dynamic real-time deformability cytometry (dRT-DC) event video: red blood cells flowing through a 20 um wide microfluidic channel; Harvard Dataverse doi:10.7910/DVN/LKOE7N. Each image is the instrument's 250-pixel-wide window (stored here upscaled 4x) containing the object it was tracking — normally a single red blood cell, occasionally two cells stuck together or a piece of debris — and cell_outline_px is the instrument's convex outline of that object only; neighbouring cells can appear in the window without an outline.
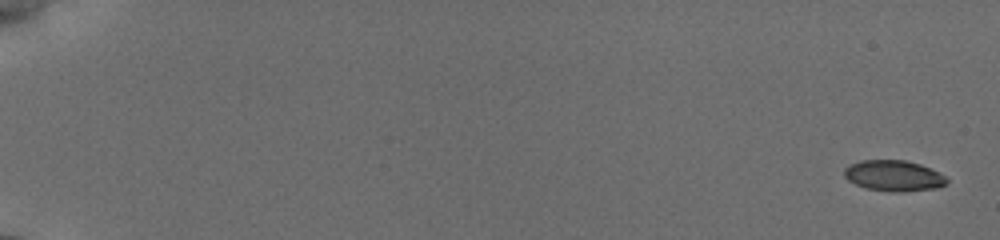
{"species": "common noctule bat (a hibernating species)", "species_latin": "Nyctalus noctula", "temperature_condition": "cold", "stored_images_in_passage": 32, "camera_frame_rate_fps": 3000, "um_per_image_px": 0.085, "animal": {"sex": "female", "body_mass_g": 19.5, "forearm_length_mm": 54.1}, "frame": {"image": 1, "passage_image": 1, "time_ms": 0.0, "image_size_px": [1000, 240], "cell_outline_px": [[948, 184], [936, 188], [900, 192], [896, 192], [864, 188], [848, 180], [844, 176], [844, 168], [848, 164], [860, 160], [904, 160], [920, 164], [944, 176], [948, 180]], "centroid_in_image_um": [75.92, 14.93], "position_along_channel_um": 9.1, "area_um2": 18.38}}
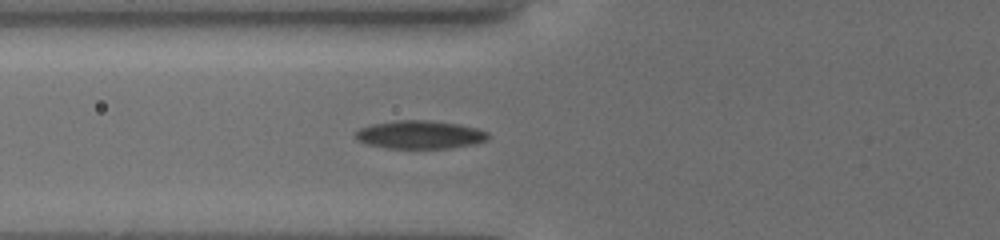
{"frame": {"image": 2, "passage_image": 19, "time_ms": 7.333, "image_size_px": [1000, 240], "cell_outline_px": [[488, 140], [472, 144], [448, 148], [388, 148], [368, 144], [356, 140], [356, 132], [360, 128], [372, 124], [396, 120], [428, 120], [460, 124], [476, 128], [488, 132]], "centroid_in_image_um": [35.69, 11.44], "position_along_channel_um": 90.1, "area_um2": 21.68}}
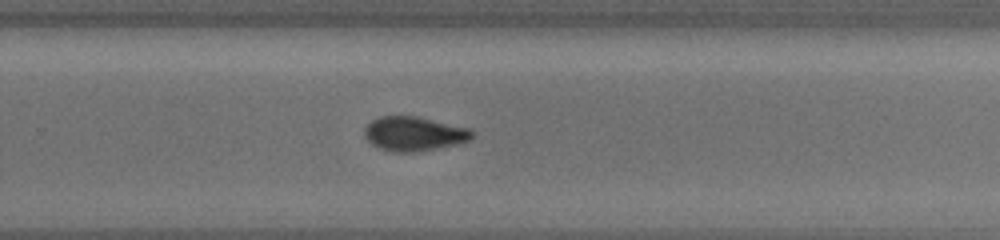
{"frame": {"image": 3, "passage_image": 32, "time_ms": 12.667, "image_size_px": [1000, 240], "cell_outline_px": [[476, 132], [468, 140], [456, 144], [436, 148], [412, 152], [392, 152], [380, 148], [372, 144], [364, 136], [364, 128], [372, 120], [380, 116], [416, 116], [472, 128]], "centroid_in_image_um": [35.2, 11.36], "position_along_channel_um": 294.6, "area_um2": 21.5}}